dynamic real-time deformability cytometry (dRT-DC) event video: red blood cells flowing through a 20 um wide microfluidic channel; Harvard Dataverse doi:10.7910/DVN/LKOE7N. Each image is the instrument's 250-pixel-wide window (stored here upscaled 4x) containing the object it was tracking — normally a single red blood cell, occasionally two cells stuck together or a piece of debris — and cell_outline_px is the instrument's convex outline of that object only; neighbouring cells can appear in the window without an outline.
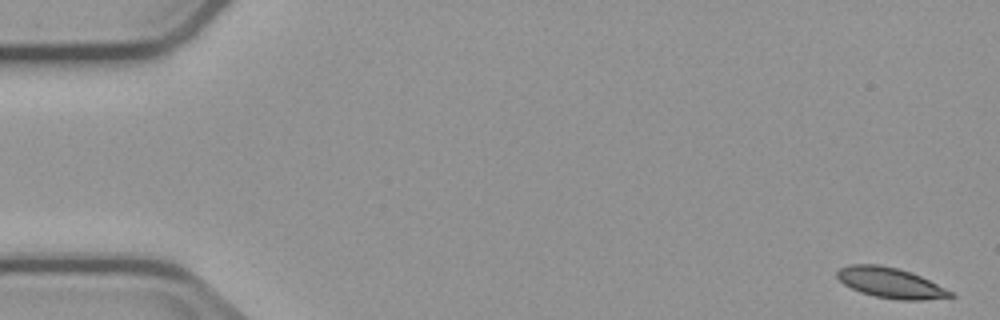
{"species": "common noctule bat (a hibernating species)", "species_latin": "Nyctalus noctula", "temperature_condition": "cold", "stored_images_in_passage": 5, "camera_frame_rate_fps": 3000, "um_per_image_px": 0.085, "animal": {"sex": "male", "body_mass_g": 23.1, "forearm_length_mm": 52.7}, "frame": {"image": 1, "passage_image": 1, "time_ms": 0.0, "image_size_px": [1000, 320], "cell_outline_px": [[956, 296], [924, 300], [900, 300], [876, 296], [860, 292], [844, 284], [836, 276], [836, 272], [840, 268], [848, 264], [876, 264], [896, 268], [920, 276], [952, 292]], "centroid_in_image_um": [75.65, 24.04], "position_along_channel_um": 9.3, "area_um2": 19.71}}
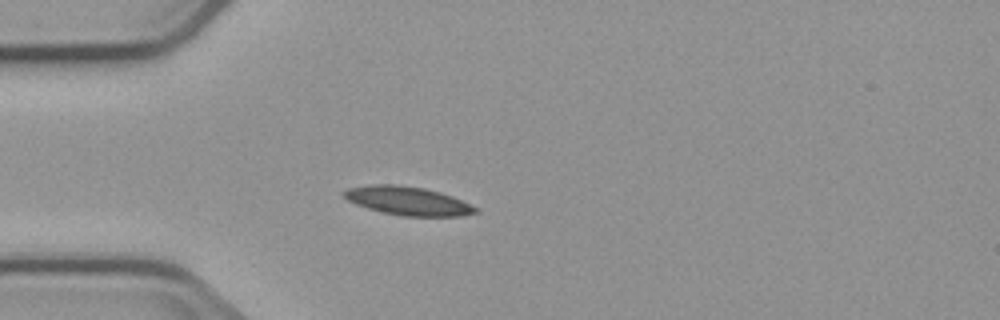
{"frame": {"image": 2, "passage_image": 5, "time_ms": 4.667, "image_size_px": [1000, 320], "cell_outline_px": [[480, 212], [460, 216], [400, 216], [368, 208], [356, 204], [348, 200], [340, 192], [348, 188], [372, 184], [396, 184], [424, 188], [440, 192], [452, 196], [476, 208]], "centroid_in_image_um": [34.64, 17.07], "position_along_channel_um": 50.4, "area_um2": 21.79}}